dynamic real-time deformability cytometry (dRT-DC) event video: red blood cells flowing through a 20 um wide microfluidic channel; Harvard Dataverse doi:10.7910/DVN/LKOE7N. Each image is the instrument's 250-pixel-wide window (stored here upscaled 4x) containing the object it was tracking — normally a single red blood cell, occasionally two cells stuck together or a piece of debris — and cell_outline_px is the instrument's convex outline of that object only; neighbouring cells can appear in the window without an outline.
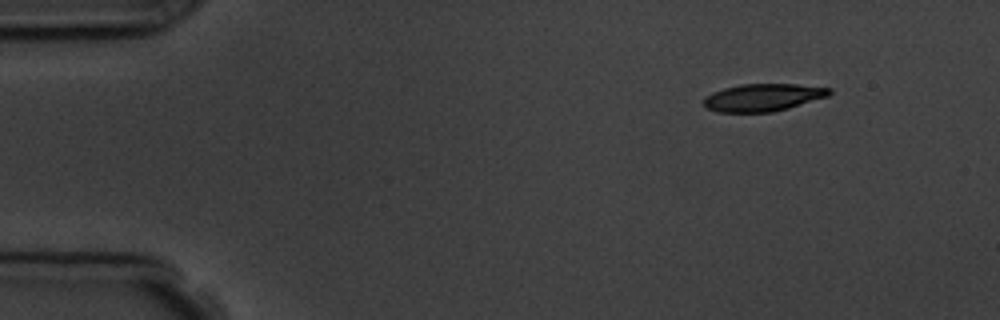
{"species": "common noctule bat (a hibernating species)", "species_latin": "Nyctalus noctula", "temperature_condition": "room temperature", "stored_images_in_passage": 8, "camera_frame_rate_fps": 3000, "um_per_image_px": 0.085, "animal": {"sex": "male", "body_mass_g": 19.5, "forearm_length_mm": 54.6}, "frame": {"image": 1, "passage_image": 1, "time_ms": 0.0, "image_size_px": [1000, 320], "cell_outline_px": [[832, 92], [828, 96], [788, 108], [772, 112], [716, 112], [708, 108], [704, 104], [704, 100], [712, 92], [724, 88], [740, 84], [796, 84], [832, 88]], "centroid_in_image_um": [64.88, 8.28], "position_along_channel_um": 20.1, "area_um2": 20.0}}
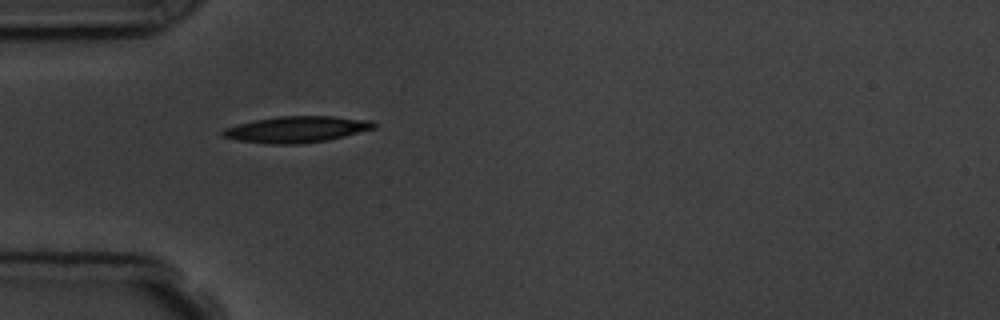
{"frame": {"image": 2, "passage_image": 4, "time_ms": 3.333, "image_size_px": [1000, 320], "cell_outline_px": [[376, 128], [328, 140], [300, 144], [268, 144], [236, 140], [220, 136], [220, 132], [224, 128], [256, 120], [276, 116], [332, 116], [372, 120], [376, 124]], "centroid_in_image_um": [25.2, 11.0], "position_along_channel_um": 59.8, "area_um2": 23.24}}